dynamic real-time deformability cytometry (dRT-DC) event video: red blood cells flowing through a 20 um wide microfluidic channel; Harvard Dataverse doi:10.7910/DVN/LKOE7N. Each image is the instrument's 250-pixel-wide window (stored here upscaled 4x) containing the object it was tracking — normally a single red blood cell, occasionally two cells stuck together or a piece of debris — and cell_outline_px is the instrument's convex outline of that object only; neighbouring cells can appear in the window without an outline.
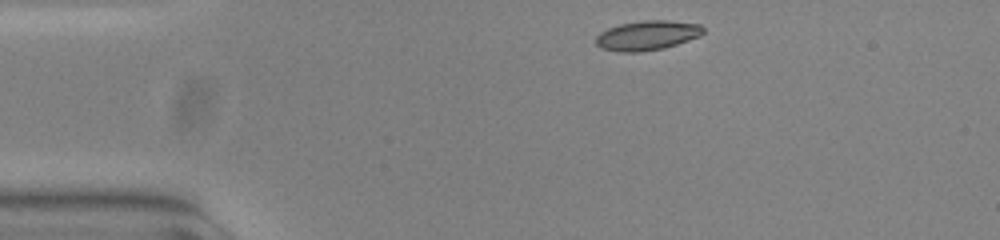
{"species": "common noctule bat (a hibernating species)", "species_latin": "Nyctalus noctula", "temperature_condition": "warm", "stored_images_in_passage": 45, "camera_frame_rate_fps": 3000, "um_per_image_px": 0.085, "animal": {"sex": "female", "body_mass_g": 23.0, "forearm_length_mm": 53.4}, "frame": {"image": 1, "passage_image": 1, "time_ms": 0.0, "image_size_px": [1000, 240], "cell_outline_px": [[704, 32], [700, 36], [664, 48], [640, 52], [620, 52], [600, 48], [596, 44], [596, 36], [600, 32], [608, 28], [620, 24], [644, 20], [664, 20], [700, 24], [704, 28]], "centroid_in_image_um": [55.0, 3.01], "position_along_channel_um": 30.0, "area_um2": 18.5}}
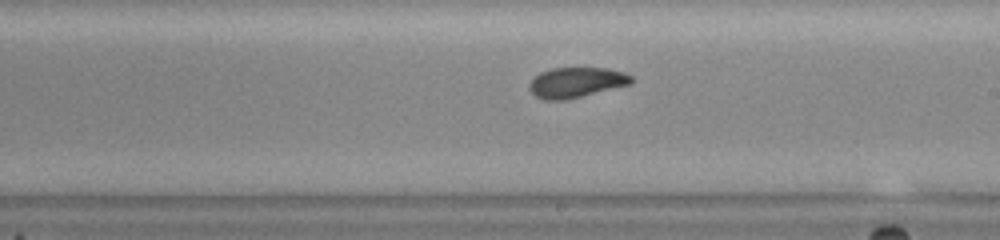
{"frame": {"image": 2, "passage_image": 22, "time_ms": 7.0, "image_size_px": [1000, 240], "cell_outline_px": [[632, 84], [564, 100], [544, 100], [536, 96], [528, 88], [528, 84], [540, 72], [548, 68], [608, 68], [624, 72], [632, 76]], "centroid_in_image_um": [48.98, 7.0], "position_along_channel_um": 240.0, "area_um2": 17.98}}
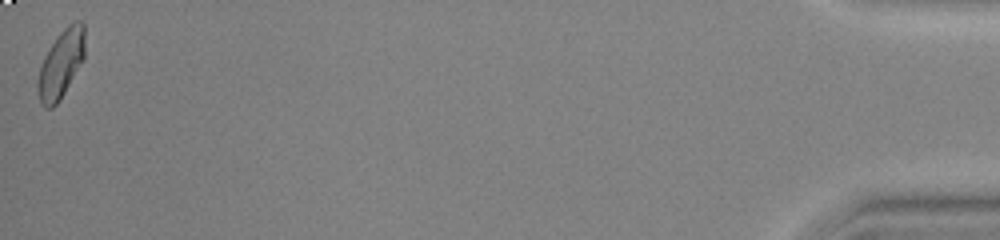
{"frame": {"image": 3, "passage_image": 45, "time_ms": 14.667, "image_size_px": [1000, 240], "cell_outline_px": [[84, 60], [60, 100], [52, 108], [44, 108], [40, 104], [40, 68], [44, 56], [48, 48], [60, 32], [68, 24], [76, 20], [80, 20], [84, 24]], "centroid_in_image_um": [5.23, 5.4], "position_along_channel_um": 430.0, "area_um2": 18.32}, "authors_computed_cell_mechanics": {"area_um2": 18.207, "velocity_mm_per_s": 3.7809, "shape_relaxation_time_tau1_ms": 5.3985, "shape_relaxation_time_tau2_ms": 1.2122, "deformation_change_tau1": 0.1772, "deformation_change_tau2": 0.0592}}